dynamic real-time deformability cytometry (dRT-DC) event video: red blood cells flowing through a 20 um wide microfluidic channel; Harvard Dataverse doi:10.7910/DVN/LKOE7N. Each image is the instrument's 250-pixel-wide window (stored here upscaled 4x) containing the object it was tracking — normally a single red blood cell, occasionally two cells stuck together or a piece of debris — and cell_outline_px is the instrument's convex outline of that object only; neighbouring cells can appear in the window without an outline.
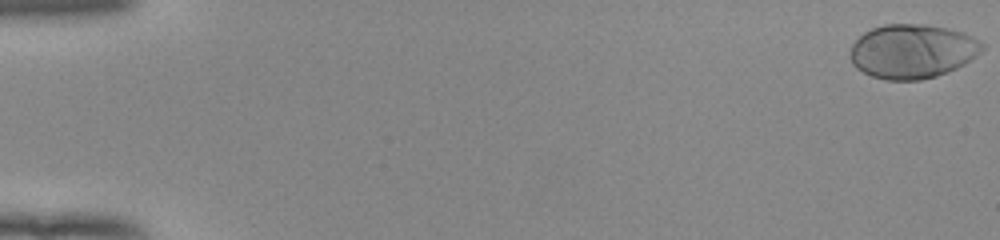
{"species": "human", "species_latin": "Homo sapiens", "temperature_condition": "room temperature", "stored_images_in_passage": 54, "camera_frame_rate_fps": 3000, "um_per_image_px": 0.085, "donor": {"sex": "female"}, "frame": {"image": 1, "passage_image": 1, "time_ms": 0.0, "image_size_px": [1000, 240], "cell_outline_px": [[984, 48], [976, 56], [964, 64], [948, 72], [936, 76], [920, 80], [884, 80], [872, 76], [856, 68], [852, 64], [848, 52], [852, 44], [864, 32], [872, 28], [884, 24], [924, 24], [948, 28], [964, 32], [984, 44]], "centroid_in_image_um": [77.53, 4.36], "position_along_channel_um": 7.5, "area_um2": 41.91}}
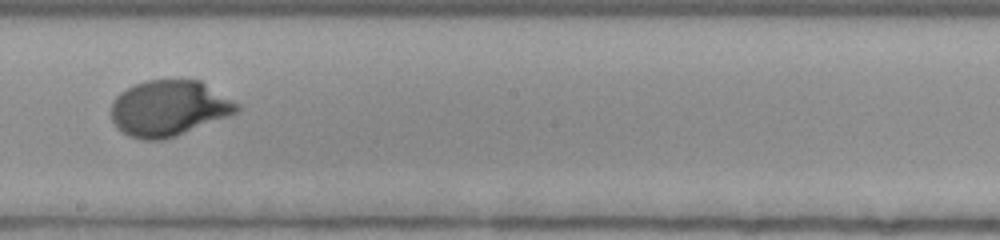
{"frame": {"image": 2, "passage_image": 32, "time_ms": 10.333, "image_size_px": [1000, 240], "cell_outline_px": [[240, 108], [236, 112], [228, 116], [176, 136], [164, 140], [140, 140], [128, 136], [116, 128], [112, 120], [112, 100], [120, 92], [136, 84], [148, 80], [200, 80], [240, 104]], "centroid_in_image_um": [14.34, 9.21], "position_along_channel_um": 233.9, "area_um2": 40.86}}
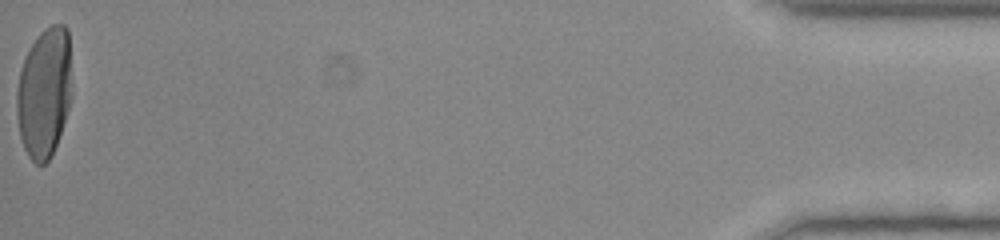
{"frame": {"image": 3, "passage_image": 54, "time_ms": 17.667, "image_size_px": [1000, 240], "cell_outline_px": [[72, 96], [52, 156], [44, 164], [36, 164], [28, 156], [24, 148], [20, 136], [16, 112], [16, 92], [20, 72], [24, 60], [32, 44], [40, 32], [52, 24], [64, 24], [68, 28]], "centroid_in_image_um": [3.77, 7.87], "position_along_channel_um": 431.4, "area_um2": 41.73}, "authors_computed_cell_mechanics": {"area_um2": 40.3444, "velocity_mm_per_s": 3.9246, "shape_relaxation_time_tau1_ms": 3.1236, "shape_relaxation_time_tau2_ms": null, "deformation_change_tau1": 0.2083, "deformation_change_tau2": null}}